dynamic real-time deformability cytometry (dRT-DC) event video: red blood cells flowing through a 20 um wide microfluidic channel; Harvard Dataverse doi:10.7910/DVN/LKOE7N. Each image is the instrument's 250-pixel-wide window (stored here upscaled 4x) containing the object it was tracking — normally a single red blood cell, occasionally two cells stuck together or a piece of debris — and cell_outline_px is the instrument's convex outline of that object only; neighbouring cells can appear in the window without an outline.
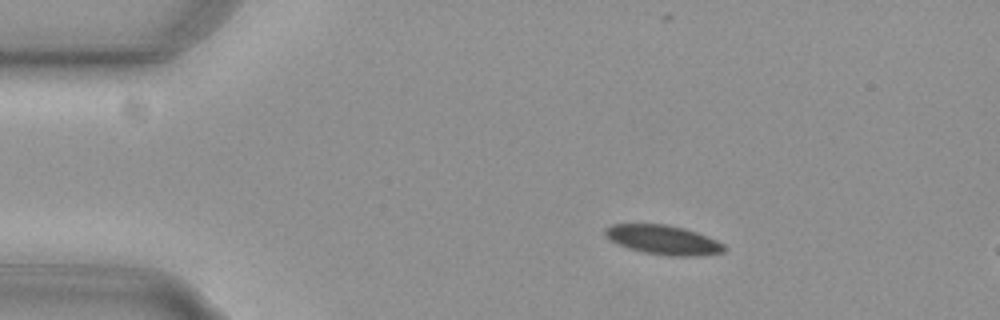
{"species": "common noctule bat (a hibernating species)", "species_latin": "Nyctalus noctula", "temperature_condition": "cold", "stored_images_in_passage": 15, "camera_frame_rate_fps": 3000, "um_per_image_px": 0.085, "animal": {"sex": "female", "body_mass_g": 29.2, "forearm_length_mm": 56.3}, "frame": {"image": 1, "passage_image": 9, "time_ms": 2.667, "image_size_px": [1000, 320], "cell_outline_px": [[728, 248], [724, 252], [700, 256], [668, 256], [644, 252], [628, 248], [616, 244], [604, 236], [604, 228], [612, 224], [668, 224], [684, 228], [708, 236], [724, 244]], "centroid_in_image_um": [56.38, 20.39], "position_along_channel_um": 28.6, "area_um2": 20.63}}